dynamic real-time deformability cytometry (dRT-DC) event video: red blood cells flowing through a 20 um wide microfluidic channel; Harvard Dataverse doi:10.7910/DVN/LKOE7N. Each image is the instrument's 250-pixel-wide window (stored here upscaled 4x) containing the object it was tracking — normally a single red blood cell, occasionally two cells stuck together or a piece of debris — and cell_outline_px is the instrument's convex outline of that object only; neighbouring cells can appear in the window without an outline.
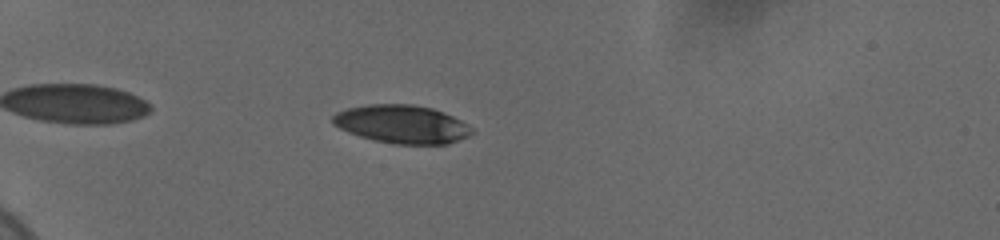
{"species": "human", "species_latin": "Homo sapiens", "temperature_condition": "cold", "stored_images_in_passage": 42, "camera_frame_rate_fps": 3000, "um_per_image_px": 0.085, "donor": {"sex": "female"}, "frame": {"image": 1, "passage_image": 7, "time_ms": 2.0, "image_size_px": [1000, 240], "cell_outline_px": [[472, 132], [468, 136], [448, 144], [392, 144], [360, 136], [348, 132], [332, 124], [332, 116], [336, 112], [348, 108], [368, 104], [412, 104], [432, 108], [444, 112], [460, 120], [472, 128]], "centroid_in_image_um": [34.14, 10.55], "position_along_channel_um": 50.9, "area_um2": 30.92}}
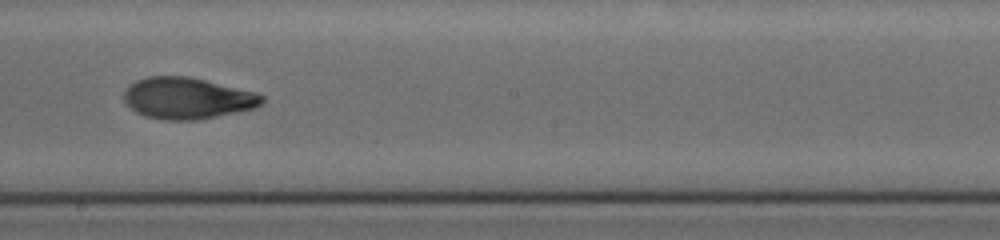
{"frame": {"image": 2, "passage_image": 25, "time_ms": 8.0, "image_size_px": [1000, 240], "cell_outline_px": [[264, 100], [256, 108], [196, 120], [164, 120], [144, 116], [136, 112], [124, 100], [124, 92], [136, 80], [148, 76], [188, 76], [256, 92], [264, 96]], "centroid_in_image_um": [15.93, 8.35], "position_along_channel_um": 232.3, "area_um2": 33.12}}
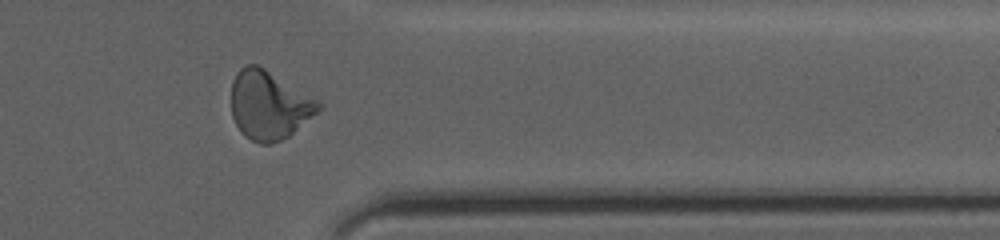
{"frame": {"image": 3, "passage_image": 38, "time_ms": 12.333, "image_size_px": [1000, 240], "cell_outline_px": [[324, 108], [288, 136], [280, 140], [268, 144], [260, 144], [252, 140], [236, 124], [232, 116], [232, 80], [236, 72], [240, 68], [248, 64], [256, 64], [264, 68], [324, 104]], "centroid_in_image_um": [22.88, 8.92], "position_along_channel_um": 388.5, "area_um2": 34.45}, "authors_computed_cell_mechanics": {"area_um2": 33.0038, "velocity_mm_per_s": 3.6784, "shape_relaxation_time_tau1_ms": 4.7417, "shape_relaxation_time_tau2_ms": 1.6309, "deformation_change_tau1": 0.1718, "deformation_change_tau2": 0.0733}}